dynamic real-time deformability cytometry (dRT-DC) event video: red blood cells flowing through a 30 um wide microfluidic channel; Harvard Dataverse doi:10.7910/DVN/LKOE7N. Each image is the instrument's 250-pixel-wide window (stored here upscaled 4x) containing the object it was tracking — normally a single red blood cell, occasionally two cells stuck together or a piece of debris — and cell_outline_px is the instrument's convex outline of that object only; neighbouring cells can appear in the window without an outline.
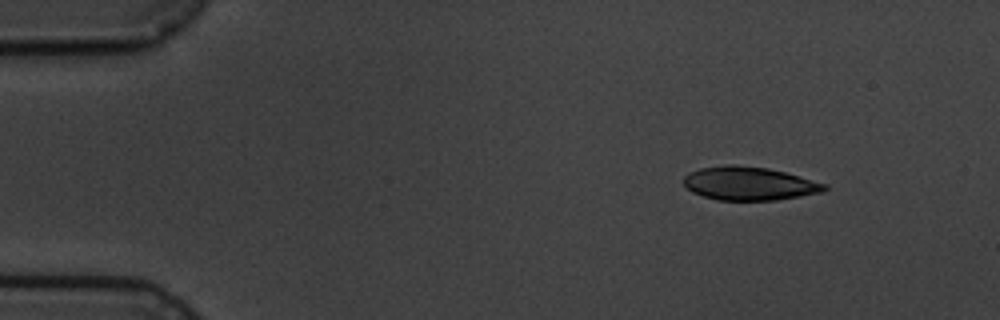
{"species": "common noctule bat (a hibernating species)", "species_latin": "Nyctalus noctula", "temperature_condition": "cold", "stored_images_in_passage": 5, "camera_frame_rate_fps": 3000, "um_per_image_px": 0.085, "animal": {"sex": "male", "body_mass_g": 19.5, "forearm_length_mm": 54.6}, "frame": {"image": 1, "passage_image": 1, "time_ms": 0.0, "image_size_px": [1000, 320], "cell_outline_px": [[828, 188], [820, 192], [800, 196], [776, 200], [716, 200], [692, 192], [684, 184], [684, 176], [688, 172], [700, 168], [724, 164], [736, 164], [768, 168], [784, 172], [828, 184]], "centroid_in_image_um": [63.66, 15.59], "position_along_channel_um": 21.3, "area_um2": 27.51}}
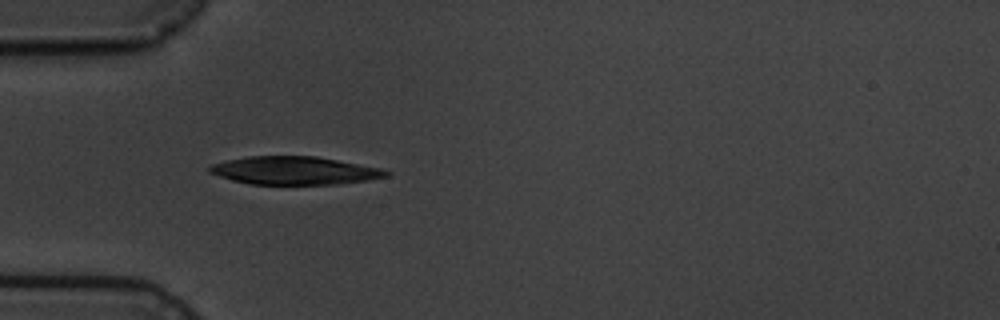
{"frame": {"image": 2, "passage_image": 4, "time_ms": 3.333, "image_size_px": [1000, 320], "cell_outline_px": [[392, 172], [388, 176], [368, 180], [336, 184], [252, 184], [232, 180], [208, 172], [208, 168], [212, 164], [228, 160], [248, 156], [316, 156], [380, 168]], "centroid_in_image_um": [25.04, 14.49], "position_along_channel_um": 60.0, "area_um2": 28.67}}
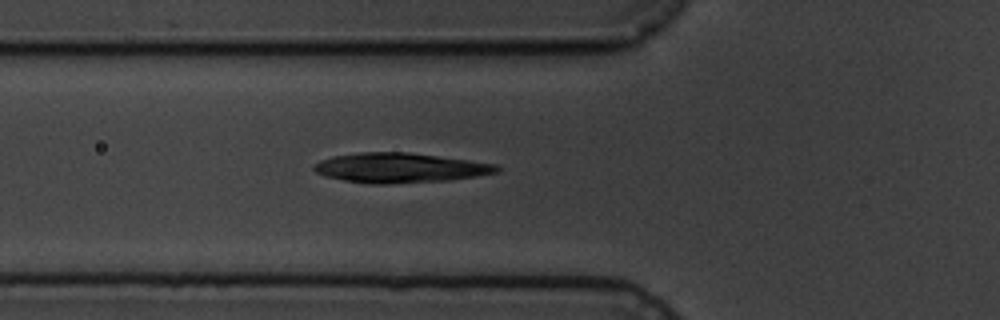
{"frame": {"image": 3, "passage_image": 5, "time_ms": 4.333, "image_size_px": [1000, 320], "cell_outline_px": [[500, 172], [476, 176], [448, 180], [384, 184], [372, 184], [344, 180], [324, 176], [316, 172], [312, 168], [320, 160], [332, 156], [360, 152], [408, 152], [468, 160], [496, 164], [500, 168]], "centroid_in_image_um": [33.98, 14.26], "position_along_channel_um": 91.8, "area_um2": 31.56}}